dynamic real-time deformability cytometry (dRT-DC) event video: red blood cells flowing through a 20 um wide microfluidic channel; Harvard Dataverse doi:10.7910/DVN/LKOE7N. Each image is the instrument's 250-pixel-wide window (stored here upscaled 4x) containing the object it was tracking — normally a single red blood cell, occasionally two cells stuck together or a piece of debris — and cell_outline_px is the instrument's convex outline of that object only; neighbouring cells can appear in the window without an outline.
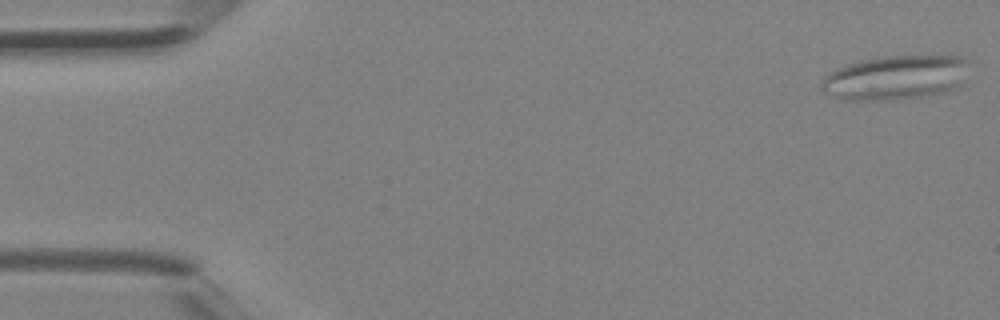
{"species": "Egyptian fruit bat (a non-hibernating species)", "species_latin": "Rousettus aegyptiacus", "temperature_condition": "room temperature", "stored_images_in_passage": 4, "camera_frame_rate_fps": 3000, "um_per_image_px": 0.085, "animal": {"sex": "female"}, "frame": {"image": 1, "passage_image": 1, "time_ms": 0.0, "image_size_px": [1000, 320], "cell_outline_px": [[968, 60], [964, 84], [948, 92], [928, 96], [896, 100], [848, 100], [824, 92], [820, 88], [820, 84], [836, 68], [860, 60], [880, 56], [964, 56]], "centroid_in_image_um": [76.2, 6.6], "position_along_channel_um": 8.8, "area_um2": 38.49}}